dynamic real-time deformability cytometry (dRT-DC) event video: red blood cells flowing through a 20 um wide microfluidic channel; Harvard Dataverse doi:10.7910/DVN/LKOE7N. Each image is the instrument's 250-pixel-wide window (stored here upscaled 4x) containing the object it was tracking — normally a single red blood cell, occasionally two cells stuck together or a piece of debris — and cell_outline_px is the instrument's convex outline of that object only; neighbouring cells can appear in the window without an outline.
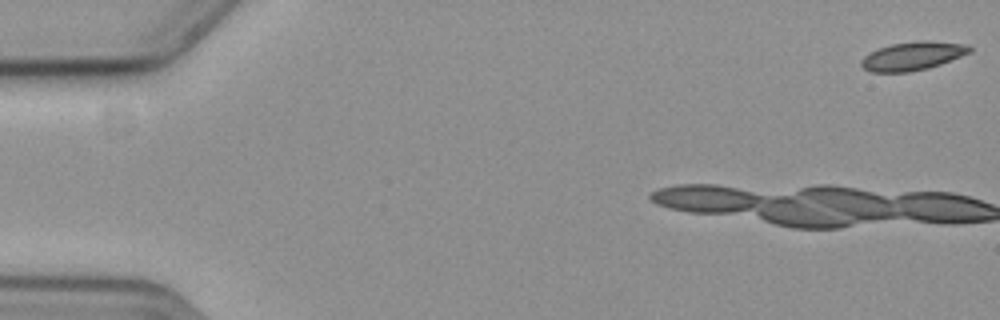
{"species": "common noctule bat (a hibernating species)", "species_latin": "Nyctalus noctula", "temperature_condition": "cold", "stored_images_in_passage": 6, "camera_frame_rate_fps": 3000, "um_per_image_px": 0.085, "animal": {"sex": "female", "body_mass_g": 19.3, "forearm_length_mm": 54.1}, "frame": {"image": 1, "passage_image": 1, "time_ms": 0.0, "image_size_px": [1000, 320], "cell_outline_px": [[972, 52], [940, 64], [928, 68], [908, 72], [868, 72], [860, 64], [860, 60], [864, 56], [880, 48], [892, 44], [916, 40], [928, 40], [968, 44], [972, 48]], "centroid_in_image_um": [77.6, 4.75], "position_along_channel_um": 7.4, "area_um2": 18.09}}